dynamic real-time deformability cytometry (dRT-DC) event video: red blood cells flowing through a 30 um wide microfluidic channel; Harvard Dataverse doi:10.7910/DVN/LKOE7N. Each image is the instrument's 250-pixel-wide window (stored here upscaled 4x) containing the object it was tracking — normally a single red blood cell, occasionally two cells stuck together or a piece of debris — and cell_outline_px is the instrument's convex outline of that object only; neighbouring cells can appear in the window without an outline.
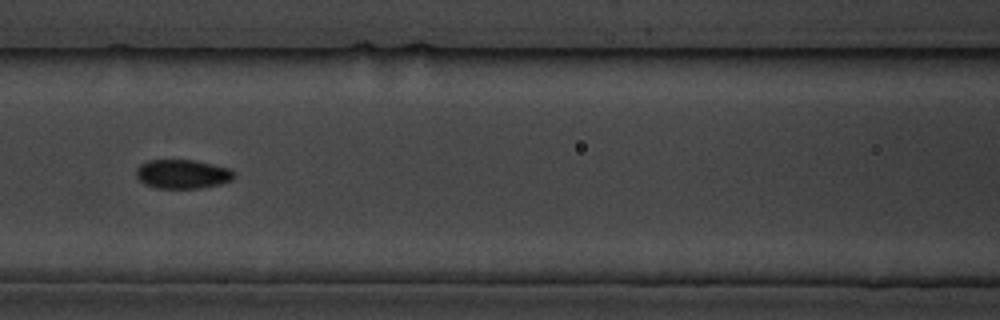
{"species": "common noctule bat (a hibernating species)", "species_latin": "Nyctalus noctula", "temperature_condition": "cold", "stored_images_in_passage": 9, "camera_frame_rate_fps": 3000, "um_per_image_px": 0.085, "animal": {"sex": "male", "body_mass_g": 19.5, "forearm_length_mm": 54.6}, "frame": {"image": 1, "passage_image": 7, "time_ms": 7.0, "image_size_px": [1000, 320], "cell_outline_px": [[236, 176], [232, 180], [220, 184], [200, 188], [156, 188], [144, 184], [136, 176], [136, 168], [140, 164], [148, 160], [196, 160], [228, 168], [236, 172]], "centroid_in_image_um": [15.52, 14.79], "position_along_channel_um": 151.1, "area_um2": 16.7}}